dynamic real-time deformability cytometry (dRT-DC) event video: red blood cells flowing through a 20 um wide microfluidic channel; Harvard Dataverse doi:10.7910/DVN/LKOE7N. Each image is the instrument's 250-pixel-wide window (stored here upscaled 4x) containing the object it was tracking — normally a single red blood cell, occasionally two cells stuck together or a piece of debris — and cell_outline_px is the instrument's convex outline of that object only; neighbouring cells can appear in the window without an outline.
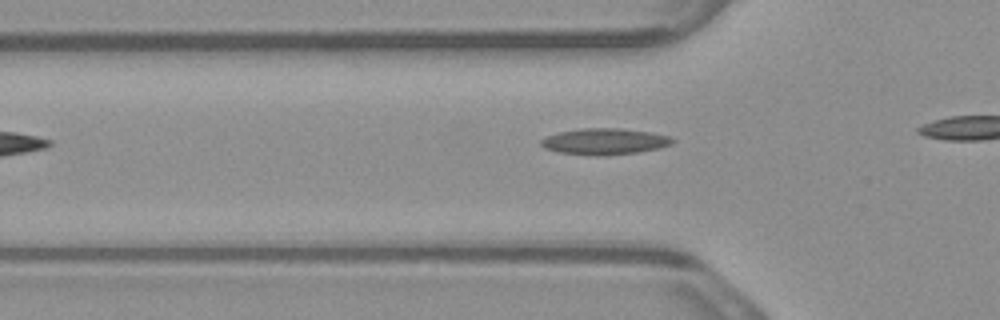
{"species": "common noctule bat (a hibernating species)", "species_latin": "Nyctalus noctula", "temperature_condition": "warm", "stored_images_in_passage": 7, "camera_frame_rate_fps": 3000, "um_per_image_px": 0.085, "animal": {"sex": "male", "body_mass_g": 23.1, "forearm_length_mm": 52.7}, "frame": {"image": 1, "passage_image": 2, "time_ms": 0.333, "image_size_px": [1000, 320], "cell_outline_px": [[676, 140], [672, 144], [660, 148], [636, 152], [608, 156], [596, 156], [556, 152], [544, 148], [540, 144], [540, 140], [548, 136], [560, 132], [580, 128], [620, 128], [648, 132], [668, 136]], "centroid_in_image_um": [51.38, 12.03], "position_along_channel_um": 74.4, "area_um2": 20.17}}
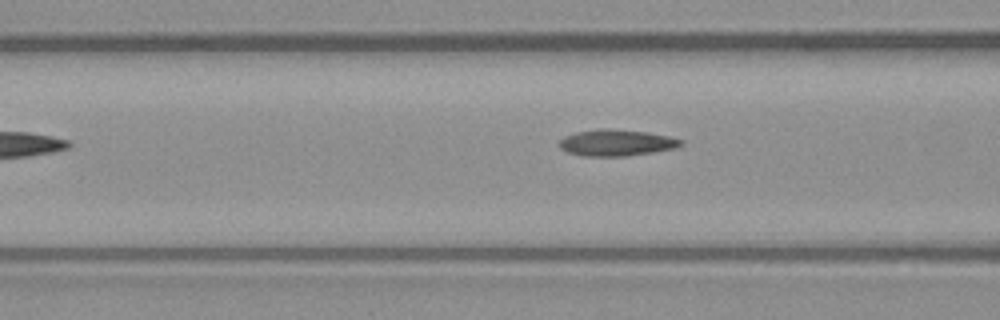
{"frame": {"image": 2, "passage_image": 5, "time_ms": 1.333, "image_size_px": [1000, 320], "cell_outline_px": [[684, 144], [676, 148], [652, 152], [624, 156], [584, 156], [568, 152], [560, 148], [556, 144], [564, 136], [576, 132], [596, 128], [608, 128], [648, 132], [668, 136], [684, 140]], "centroid_in_image_um": [52.38, 12.12], "position_along_channel_um": 114.2, "area_um2": 18.9}}